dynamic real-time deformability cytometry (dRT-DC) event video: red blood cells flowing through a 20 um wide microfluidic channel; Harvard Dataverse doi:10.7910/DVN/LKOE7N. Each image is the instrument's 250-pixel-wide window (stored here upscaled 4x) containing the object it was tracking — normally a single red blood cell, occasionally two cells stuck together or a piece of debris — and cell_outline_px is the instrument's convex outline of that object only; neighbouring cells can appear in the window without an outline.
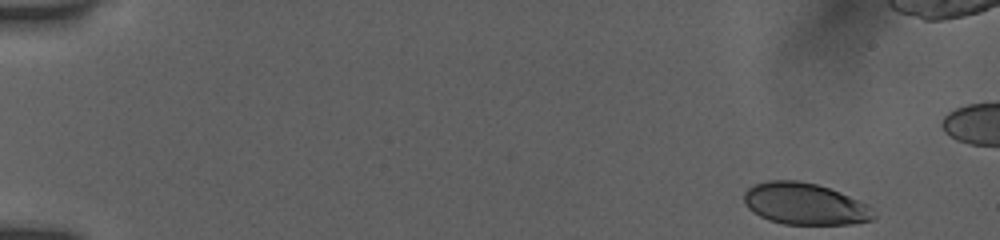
{"species": "human", "species_latin": "Homo sapiens", "temperature_condition": "room temperature", "stored_images_in_passage": 49, "camera_frame_rate_fps": 3000, "um_per_image_px": 0.085, "donor": {"sex": "female"}, "frame": {"image": 1, "passage_image": 1, "time_ms": 0.0, "image_size_px": [1000, 240], "cell_outline_px": [[876, 216], [872, 220], [852, 224], [784, 224], [768, 220], [752, 212], [748, 208], [744, 200], [744, 192], [748, 188], [756, 184], [768, 180], [800, 180], [816, 184], [840, 192], [868, 204]], "centroid_in_image_um": [68.41, 17.33], "position_along_channel_um": 16.6, "area_um2": 31.56}}
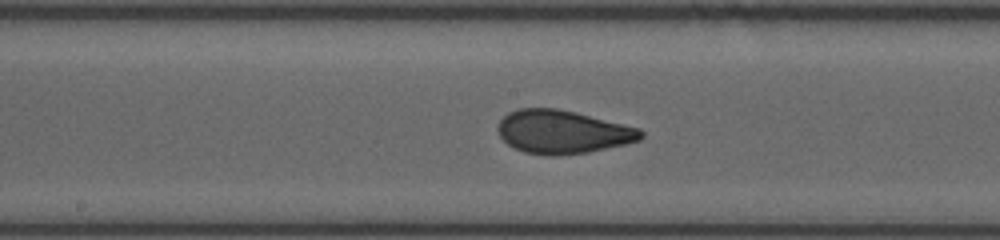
{"frame": {"image": 2, "passage_image": 26, "time_ms": 8.333, "image_size_px": [1000, 240], "cell_outline_px": [[644, 136], [640, 140], [624, 144], [588, 152], [560, 156], [548, 156], [524, 152], [508, 144], [500, 136], [496, 128], [500, 120], [508, 112], [520, 108], [556, 108], [576, 112], [640, 128], [644, 132]], "centroid_in_image_um": [47.82, 11.21], "position_along_channel_um": 200.4, "area_um2": 36.24}}
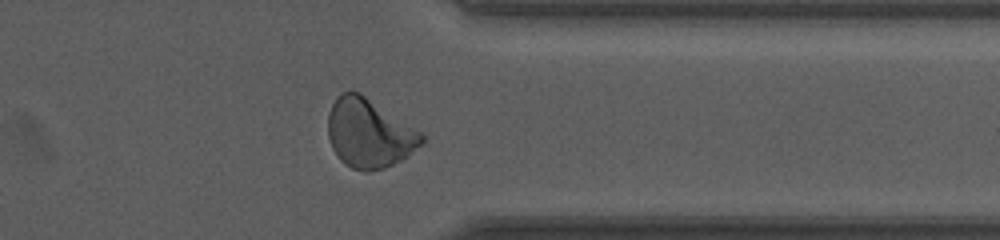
{"frame": {"image": 3, "passage_image": 40, "time_ms": 13.0, "image_size_px": [1000, 240], "cell_outline_px": [[424, 140], [408, 156], [384, 168], [368, 172], [352, 168], [344, 164], [340, 160], [332, 148], [328, 136], [328, 112], [336, 96], [340, 92], [360, 92], [420, 132], [424, 136]], "centroid_in_image_um": [31.33, 11.33], "position_along_channel_um": 380.1, "area_um2": 37.34}}